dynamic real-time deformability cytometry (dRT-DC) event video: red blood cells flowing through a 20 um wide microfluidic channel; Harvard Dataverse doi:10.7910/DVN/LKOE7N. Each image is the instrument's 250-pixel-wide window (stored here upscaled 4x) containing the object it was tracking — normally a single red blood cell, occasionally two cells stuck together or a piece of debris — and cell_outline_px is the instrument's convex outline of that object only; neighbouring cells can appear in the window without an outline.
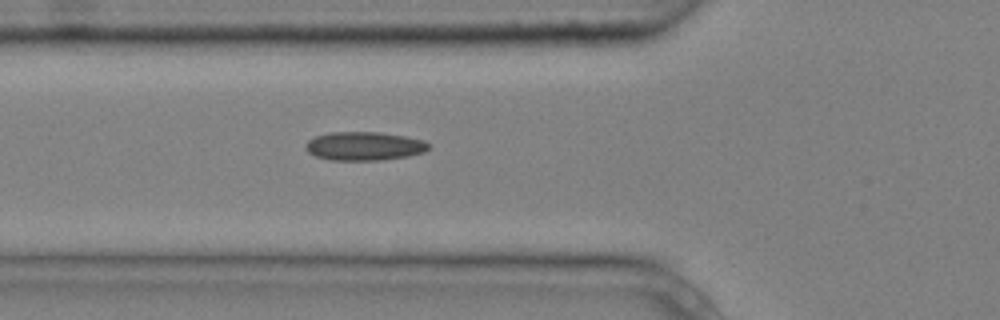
{"species": "common noctule bat (a hibernating species)", "species_latin": "Nyctalus noctula", "temperature_condition": "cold", "stored_images_in_passage": 3, "camera_frame_rate_fps": 3000, "um_per_image_px": 0.085, "animal": {"sex": "male", "body_mass_g": 20.4}, "frame": {"image": 1, "passage_image": 3, "time_ms": 0.667, "image_size_px": [1000, 320], "cell_outline_px": [[428, 148], [424, 152], [408, 156], [380, 160], [328, 160], [316, 156], [308, 152], [304, 148], [304, 144], [308, 140], [316, 136], [332, 132], [380, 132], [404, 136], [424, 140], [428, 144]], "centroid_in_image_um": [30.92, 12.42], "position_along_channel_um": 94.9, "area_um2": 20.52}}